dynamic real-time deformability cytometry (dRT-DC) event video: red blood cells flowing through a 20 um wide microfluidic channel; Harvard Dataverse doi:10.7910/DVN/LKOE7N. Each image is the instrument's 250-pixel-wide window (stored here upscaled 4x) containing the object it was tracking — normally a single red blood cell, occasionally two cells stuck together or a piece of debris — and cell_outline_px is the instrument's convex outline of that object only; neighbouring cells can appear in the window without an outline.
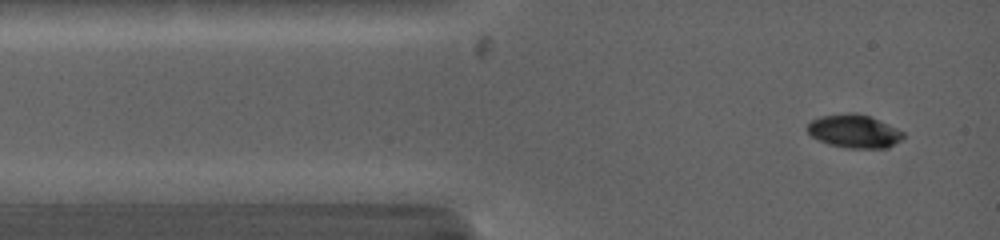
{"species": "common noctule bat (a hibernating species)", "species_latin": "Nyctalus noctula", "temperature_condition": "warm", "stored_images_in_passage": 10, "camera_frame_rate_fps": 5000, "um_per_image_px": 0.085, "animal": {"sex": "female", "body_mass_g": 19.0, "forearm_length_mm": 53.3}, "frame": {"image": 1, "passage_image": 3, "time_ms": 0.6, "image_size_px": [1000, 240], "cell_outline_px": [[904, 136], [900, 140], [888, 148], [848, 148], [828, 144], [812, 136], [808, 132], [808, 124], [812, 120], [820, 116], [848, 112], [852, 112], [868, 116], [888, 124], [904, 132]], "centroid_in_image_um": [72.6, 11.15], "position_along_channel_um": 12.4, "area_um2": 18.44}}